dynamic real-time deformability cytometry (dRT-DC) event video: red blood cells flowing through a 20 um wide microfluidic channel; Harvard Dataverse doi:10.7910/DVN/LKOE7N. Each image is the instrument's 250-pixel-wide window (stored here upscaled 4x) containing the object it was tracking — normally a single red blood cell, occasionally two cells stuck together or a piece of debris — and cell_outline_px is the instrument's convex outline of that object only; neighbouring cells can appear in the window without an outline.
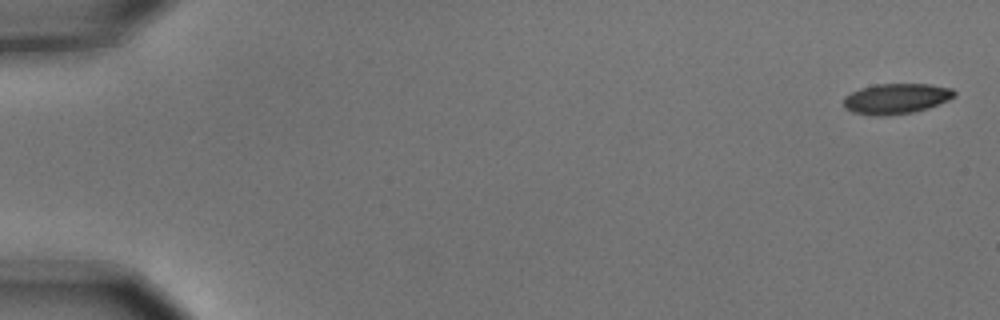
{"species": "common noctule bat (a hibernating species)", "species_latin": "Nyctalus noctula", "temperature_condition": "cold", "stored_images_in_passage": 9, "camera_frame_rate_fps": 3000, "um_per_image_px": 0.085, "animal": {"sex": "male", "body_mass_g": 15.6}, "frame": {"image": 1, "passage_image": 1, "time_ms": 0.0, "image_size_px": [1000, 320], "cell_outline_px": [[956, 96], [948, 100], [928, 108], [912, 112], [884, 116], [876, 116], [852, 112], [844, 108], [844, 96], [860, 88], [876, 84], [928, 84], [952, 88], [956, 92]], "centroid_in_image_um": [76.17, 8.38], "position_along_channel_um": 8.8, "area_um2": 19.65}}
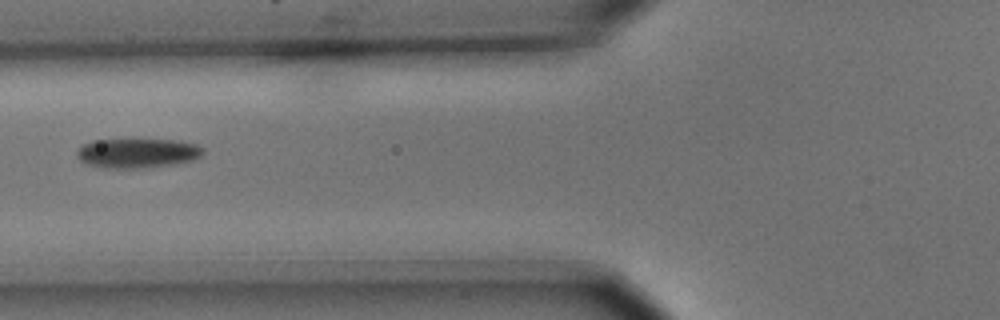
{"frame": {"image": 2, "passage_image": 6, "time_ms": 1.667, "image_size_px": [1000, 320], "cell_outline_px": [[204, 152], [200, 156], [192, 160], [172, 164], [144, 168], [104, 168], [84, 164], [76, 156], [76, 152], [80, 144], [92, 140], [172, 140], [196, 144], [204, 148]], "centroid_in_image_um": [11.61, 13.02], "position_along_channel_um": 114.2, "area_um2": 21.79}}
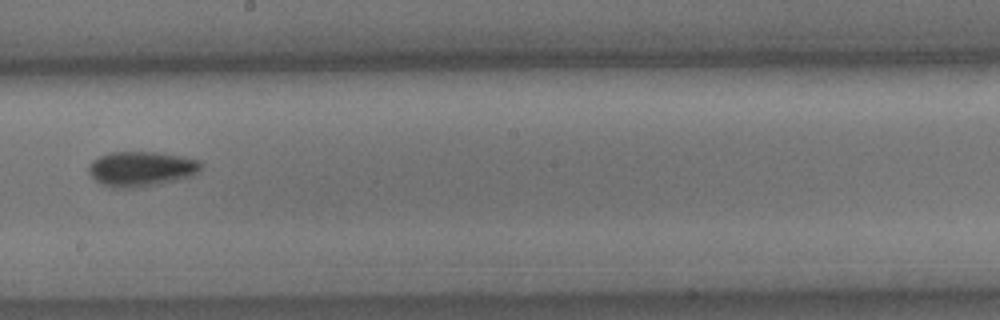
{"frame": {"image": 3, "passage_image": 9, "time_ms": 2.667, "image_size_px": [1000, 320], "cell_outline_px": [[204, 164], [192, 176], [160, 184], [140, 188], [112, 188], [100, 184], [88, 172], [88, 164], [92, 160], [108, 152], [156, 152], [184, 156], [200, 160]], "centroid_in_image_um": [12.0, 14.36], "position_along_channel_um": 236.2, "area_um2": 23.29}}